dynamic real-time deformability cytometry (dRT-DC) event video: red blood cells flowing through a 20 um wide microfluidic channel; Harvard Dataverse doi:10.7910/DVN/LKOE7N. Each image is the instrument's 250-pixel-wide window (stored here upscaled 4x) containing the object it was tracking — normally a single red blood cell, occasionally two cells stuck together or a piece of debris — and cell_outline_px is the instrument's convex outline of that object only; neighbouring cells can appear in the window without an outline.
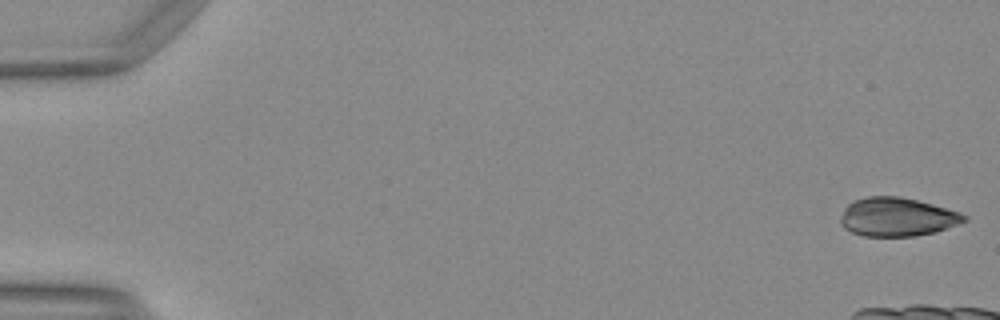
{"species": "Egyptian fruit bat (a non-hibernating species)", "species_latin": "Rousettus aegyptiacus", "temperature_condition": "warm", "stored_images_in_passage": 13, "camera_frame_rate_fps": 3000, "um_per_image_px": 0.085, "animal": {"sex": "female"}, "frame": {"image": 1, "passage_image": 1, "time_ms": 0.0, "image_size_px": [1000, 320], "cell_outline_px": [[968, 220], [936, 232], [916, 236], [864, 236], [852, 232], [844, 228], [840, 224], [840, 216], [844, 208], [852, 200], [868, 196], [900, 196], [932, 204], [960, 212], [968, 216]], "centroid_in_image_um": [76.24, 18.44], "position_along_channel_um": 8.8, "area_um2": 28.03}}